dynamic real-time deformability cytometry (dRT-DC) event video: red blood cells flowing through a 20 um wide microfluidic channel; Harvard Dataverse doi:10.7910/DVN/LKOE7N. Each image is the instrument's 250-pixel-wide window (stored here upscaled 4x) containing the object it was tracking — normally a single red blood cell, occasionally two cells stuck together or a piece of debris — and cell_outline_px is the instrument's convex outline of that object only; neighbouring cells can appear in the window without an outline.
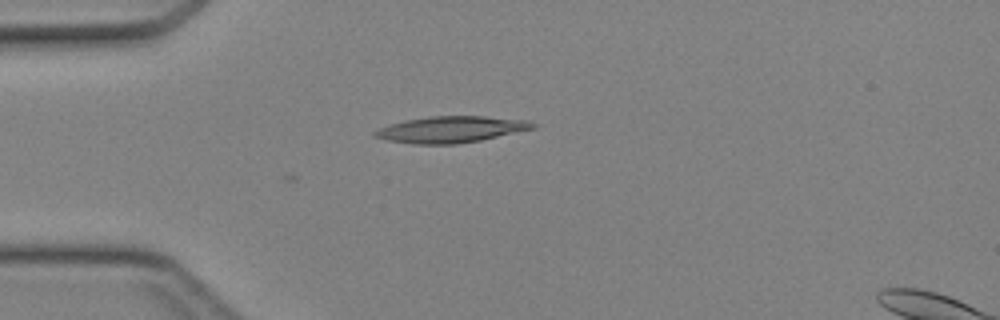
{"species": "Egyptian fruit bat (a non-hibernating species)", "species_latin": "Rousettus aegyptiacus", "temperature_condition": "cold", "stored_images_in_passage": 3, "camera_frame_rate_fps": 3000, "um_per_image_px": 0.085, "animal": {"sex": "female"}, "frame": {"image": 1, "passage_image": 1, "time_ms": 0.0, "image_size_px": [1000, 320], "cell_outline_px": [[536, 128], [480, 140], [456, 144], [412, 144], [388, 140], [372, 136], [372, 132], [380, 128], [404, 120], [428, 116], [484, 116], [528, 120], [536, 124]], "centroid_in_image_um": [38.33, 11.0], "position_along_channel_um": 46.7, "area_um2": 24.22}}